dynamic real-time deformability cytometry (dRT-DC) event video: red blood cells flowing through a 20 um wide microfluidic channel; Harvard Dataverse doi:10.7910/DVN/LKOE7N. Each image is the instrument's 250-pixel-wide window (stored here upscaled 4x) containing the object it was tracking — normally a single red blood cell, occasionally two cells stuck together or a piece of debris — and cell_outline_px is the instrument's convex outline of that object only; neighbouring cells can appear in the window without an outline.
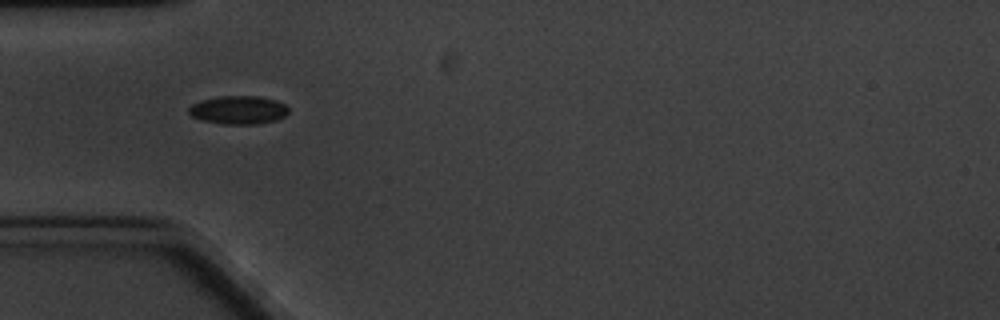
{"species": "common noctule bat (a hibernating species)", "species_latin": "Nyctalus noctula", "temperature_condition": "cold", "stored_images_in_passage": 6, "camera_frame_rate_fps": 3000, "um_per_image_px": 0.085, "animal": {"sex": "male", "body_mass_g": 20.1, "forearm_length_mm": 53.5}, "frame": {"image": 1, "passage_image": 4, "time_ms": 3.333, "image_size_px": [1000, 320], "cell_outline_px": [[288, 112], [284, 116], [276, 120], [256, 124], [224, 124], [204, 120], [192, 116], [188, 112], [188, 108], [192, 104], [200, 100], [220, 96], [260, 96], [276, 100], [284, 104], [288, 108]], "centroid_in_image_um": [20.27, 9.34], "position_along_channel_um": 64.7, "area_um2": 16.42}}